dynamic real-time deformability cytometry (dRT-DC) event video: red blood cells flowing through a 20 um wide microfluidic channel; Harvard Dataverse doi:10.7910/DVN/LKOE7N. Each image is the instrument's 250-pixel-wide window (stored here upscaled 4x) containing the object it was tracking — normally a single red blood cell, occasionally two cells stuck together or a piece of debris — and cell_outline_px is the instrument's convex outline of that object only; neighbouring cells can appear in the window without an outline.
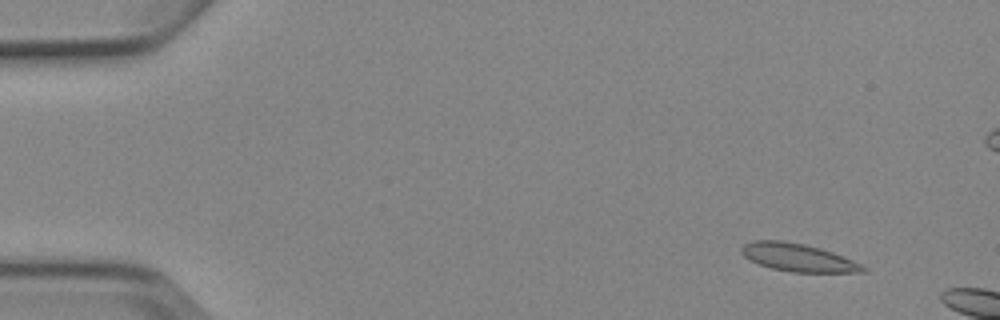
{"species": "Egyptian fruit bat (a non-hibernating species)", "species_latin": "Rousettus aegyptiacus", "temperature_condition": "cold", "stored_images_in_passage": 3, "camera_frame_rate_fps": 3000, "um_per_image_px": 0.085, "animal": {"sex": "female"}, "frame": {"image": 1, "passage_image": 2, "time_ms": 1.0, "image_size_px": [1000, 320], "cell_outline_px": [[868, 272], [792, 272], [772, 268], [760, 264], [744, 256], [740, 252], [740, 248], [744, 244], [752, 240], [780, 240], [804, 244], [820, 248], [832, 252], [852, 260], [868, 268]], "centroid_in_image_um": [67.83, 21.88], "position_along_channel_um": 17.2, "area_um2": 19.59}}